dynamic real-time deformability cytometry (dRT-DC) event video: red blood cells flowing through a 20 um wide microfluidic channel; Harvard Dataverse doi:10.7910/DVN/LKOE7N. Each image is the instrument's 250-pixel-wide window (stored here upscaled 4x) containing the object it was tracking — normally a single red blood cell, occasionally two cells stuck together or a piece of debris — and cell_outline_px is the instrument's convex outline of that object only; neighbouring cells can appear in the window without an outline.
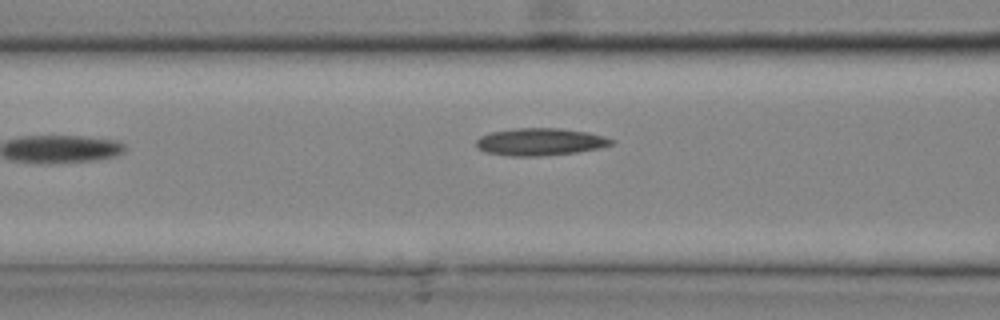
{"species": "common noctule bat (a hibernating species)", "species_latin": "Nyctalus noctula", "temperature_condition": "cold", "stored_images_in_passage": 4, "camera_frame_rate_fps": 3000, "um_per_image_px": 0.085, "animal": {"sex": "male", "body_mass_g": 20.4}, "frame": {"image": 1, "passage_image": 4, "time_ms": 1.0, "image_size_px": [1000, 320], "cell_outline_px": [[616, 144], [600, 148], [576, 152], [540, 156], [508, 156], [484, 152], [476, 148], [476, 140], [480, 136], [492, 132], [516, 128], [560, 128], [588, 132], [604, 136], [616, 140]], "centroid_in_image_um": [45.93, 12.06], "position_along_channel_um": 120.7, "area_um2": 21.79}}